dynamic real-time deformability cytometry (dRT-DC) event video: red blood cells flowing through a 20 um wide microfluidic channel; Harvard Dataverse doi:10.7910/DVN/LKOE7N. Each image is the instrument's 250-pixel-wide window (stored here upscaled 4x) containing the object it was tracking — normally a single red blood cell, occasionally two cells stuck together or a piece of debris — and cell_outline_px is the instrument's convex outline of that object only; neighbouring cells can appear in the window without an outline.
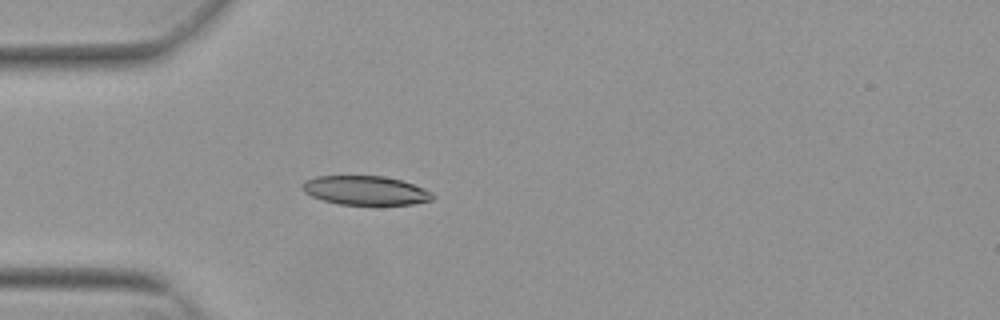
{"species": "Egyptian fruit bat (a non-hibernating species)", "species_latin": "Rousettus aegyptiacus", "temperature_condition": "warm", "stored_images_in_passage": 39, "camera_frame_rate_fps": 3000, "um_per_image_px": 0.085, "animal": {"sex": "female"}, "frame": {"image": 1, "passage_image": 1, "time_ms": 0.0, "image_size_px": [1000, 320], "cell_outline_px": [[436, 196], [432, 200], [412, 204], [376, 208], [340, 204], [324, 200], [312, 196], [304, 192], [300, 188], [300, 184], [304, 180], [316, 176], [384, 176], [400, 180], [424, 188], [432, 192]], "centroid_in_image_um": [31.08, 16.23], "position_along_channel_um": 53.9, "area_um2": 23.06}}
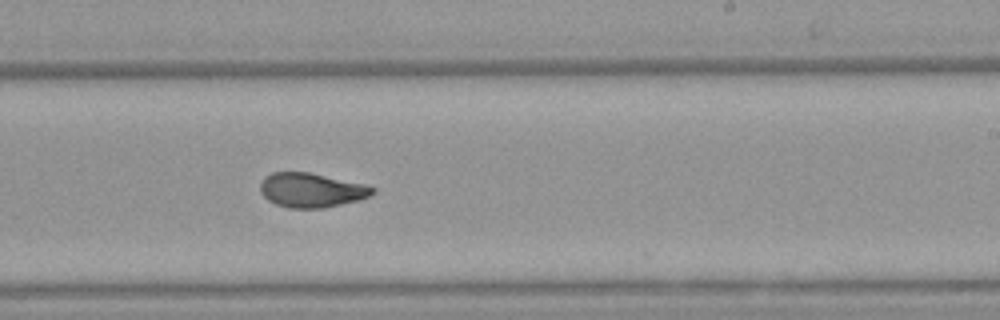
{"frame": {"image": 2, "passage_image": 18, "time_ms": 5.667, "image_size_px": [1000, 320], "cell_outline_px": [[376, 192], [368, 196], [356, 200], [324, 208], [288, 208], [276, 204], [268, 200], [260, 192], [260, 184], [264, 176], [272, 172], [308, 172], [364, 184], [376, 188]], "centroid_in_image_um": [26.43, 16.16], "position_along_channel_um": 262.6, "area_um2": 22.37}}
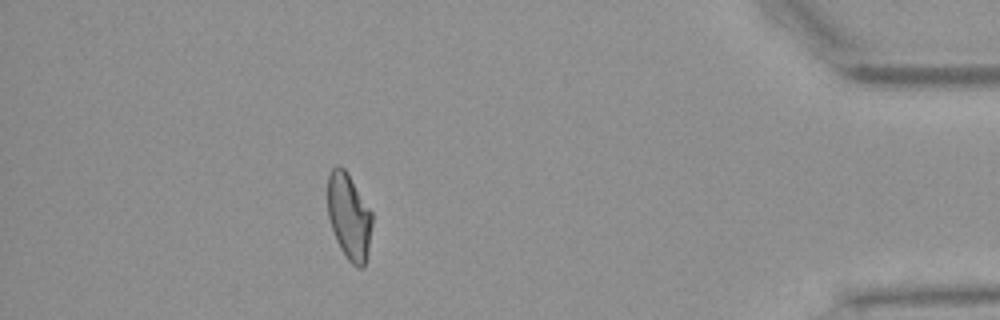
{"frame": {"image": 3, "passage_image": 33, "time_ms": 10.667, "image_size_px": [1000, 320], "cell_outline_px": [[372, 224], [368, 252], [364, 268], [356, 268], [348, 260], [340, 248], [336, 240], [328, 216], [328, 176], [332, 168], [336, 164], [340, 164], [348, 172], [372, 212]], "centroid_in_image_um": [29.67, 18.39], "position_along_channel_um": 405.5, "area_um2": 22.54}, "authors_computed_cell_mechanics": {"area_um2": 22.831, "velocity_mm_per_s": 3.8321, "shape_relaxation_time_tau1_ms": 8.4325, "shape_relaxation_time_tau2_ms": 1.3252, "deformation_change_tau1": 0.2247, "deformation_change_tau2": 0.0702}}